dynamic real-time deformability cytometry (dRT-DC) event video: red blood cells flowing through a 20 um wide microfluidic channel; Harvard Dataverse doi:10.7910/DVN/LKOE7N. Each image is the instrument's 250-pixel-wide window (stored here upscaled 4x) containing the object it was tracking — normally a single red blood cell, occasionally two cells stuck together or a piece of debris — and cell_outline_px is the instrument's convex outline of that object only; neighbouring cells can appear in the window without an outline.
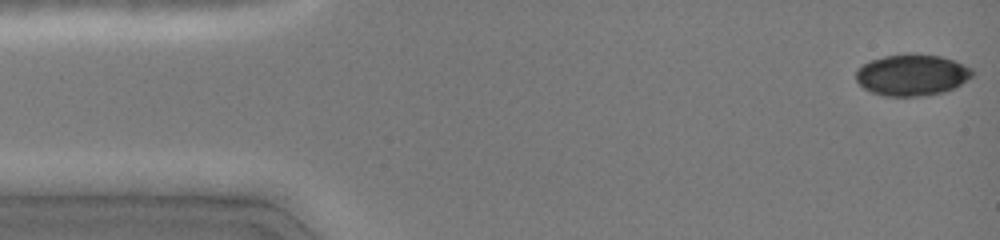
{"species": "common noctule bat (a hibernating species)", "species_latin": "Nyctalus noctula", "temperature_condition": "cold", "stored_images_in_passage": 8, "camera_frame_rate_fps": 3000, "um_per_image_px": 0.085, "animal": {"sex": "female", "body_mass_g": 19.0, "forearm_length_mm": 51.5}, "frame": {"image": 1, "passage_image": 1, "time_ms": 0.0, "image_size_px": [1000, 240], "cell_outline_px": [[976, 72], [972, 76], [960, 84], [944, 92], [924, 96], [884, 96], [872, 92], [864, 88], [856, 80], [856, 68], [872, 60], [884, 56], [908, 52], [916, 52], [940, 56], [952, 60], [972, 68]], "centroid_in_image_um": [77.51, 6.35], "position_along_channel_um": 7.5, "area_um2": 28.32}}